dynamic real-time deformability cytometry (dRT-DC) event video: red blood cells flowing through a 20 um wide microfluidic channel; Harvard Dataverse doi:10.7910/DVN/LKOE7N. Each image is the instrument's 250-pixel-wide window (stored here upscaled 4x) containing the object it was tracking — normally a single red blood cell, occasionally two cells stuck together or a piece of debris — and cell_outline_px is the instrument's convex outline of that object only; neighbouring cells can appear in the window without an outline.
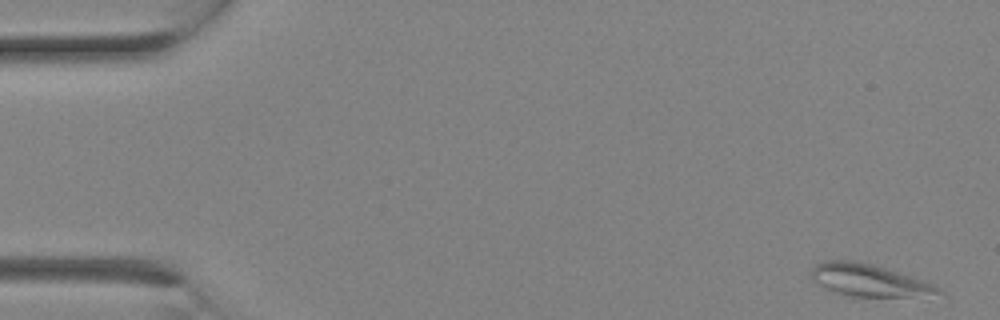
{"species": "Egyptian fruit bat (a non-hibernating species)", "species_latin": "Rousettus aegyptiacus", "temperature_condition": "room temperature", "stored_images_in_passage": 11, "camera_frame_rate_fps": 3000, "um_per_image_px": 0.085, "animal": {"sex": "female"}, "frame": {"image": 1, "passage_image": 1, "time_ms": 0.0, "image_size_px": [1000, 320], "cell_outline_px": [[944, 292], [908, 296], [848, 296], [832, 292], [820, 288], [812, 280], [812, 268], [816, 264], [824, 260], [856, 260], [872, 264], [932, 284], [940, 288]], "centroid_in_image_um": [73.69, 23.81], "position_along_channel_um": 11.3, "area_um2": 23.41}}
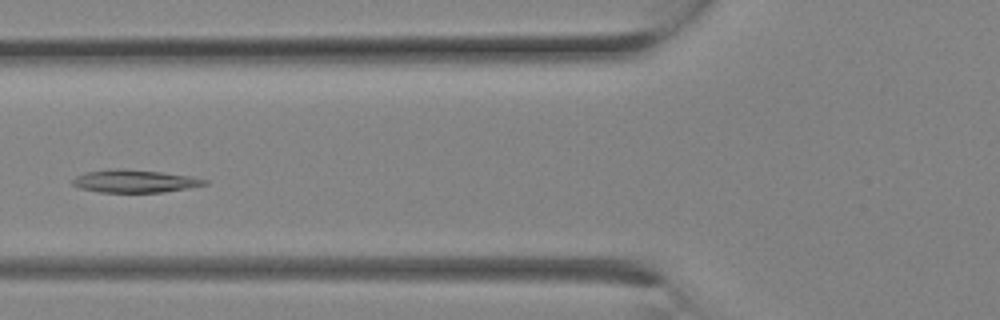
{"frame": {"image": 2, "passage_image": 10, "time_ms": 3.0, "image_size_px": [1000, 320], "cell_outline_px": [[208, 184], [188, 188], [164, 192], [100, 192], [80, 188], [72, 184], [72, 180], [76, 176], [84, 172], [108, 168], [116, 168], [160, 172], [192, 176], [208, 180]], "centroid_in_image_um": [11.43, 15.39], "position_along_channel_um": 114.4, "area_um2": 17.57}}